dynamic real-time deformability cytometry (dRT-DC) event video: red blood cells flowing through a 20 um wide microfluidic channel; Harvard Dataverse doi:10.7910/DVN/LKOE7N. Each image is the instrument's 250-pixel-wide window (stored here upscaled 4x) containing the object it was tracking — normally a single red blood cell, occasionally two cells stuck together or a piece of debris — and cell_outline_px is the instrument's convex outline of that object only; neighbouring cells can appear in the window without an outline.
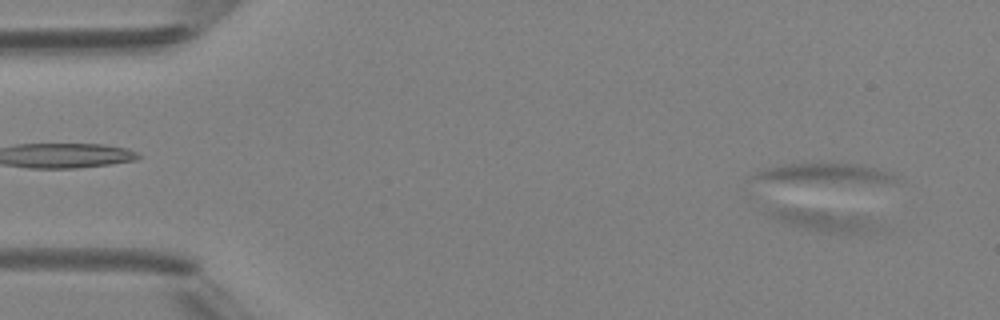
{"species": "Egyptian fruit bat (a non-hibernating species)", "species_latin": "Rousettus aegyptiacus", "temperature_condition": "room temperature", "stored_images_in_passage": 5, "camera_frame_rate_fps": 3000, "um_per_image_px": 0.085, "animal": {"sex": "female"}, "frame": {"image": 1, "passage_image": 2, "time_ms": 1.0, "image_size_px": [1000, 320], "cell_outline_px": [[872, 228], [860, 232], [820, 232], [788, 224], [776, 220], [768, 216], [768, 212], [776, 208], [800, 208], [864, 216]], "centroid_in_image_um": [69.76, 18.71], "position_along_channel_um": 15.2, "area_um2": 12.48}}